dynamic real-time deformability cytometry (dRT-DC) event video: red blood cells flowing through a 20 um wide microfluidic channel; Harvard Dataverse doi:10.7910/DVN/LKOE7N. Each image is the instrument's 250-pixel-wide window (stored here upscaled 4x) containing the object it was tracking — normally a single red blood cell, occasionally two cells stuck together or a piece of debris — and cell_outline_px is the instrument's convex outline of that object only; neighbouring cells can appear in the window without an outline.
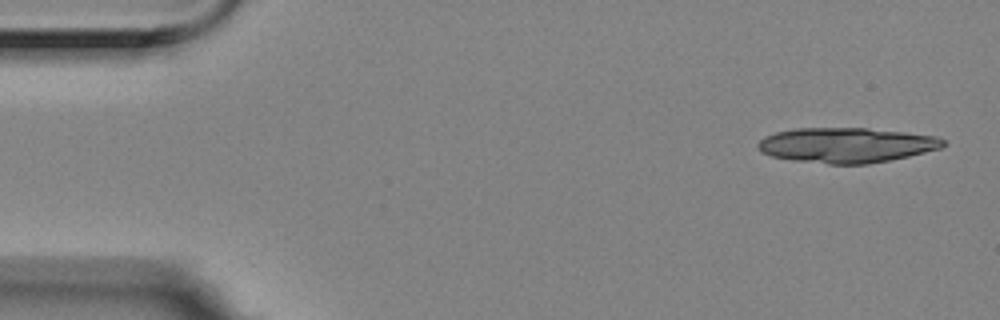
{"species": "Egyptian fruit bat (a non-hibernating species)", "species_latin": "Rousettus aegyptiacus", "temperature_condition": "room temperature", "stored_images_in_passage": 4, "camera_frame_rate_fps": 3000, "um_per_image_px": 0.085, "animal": {"sex": "female"}, "frame": {"image": 1, "passage_image": 1, "time_ms": 0.0, "image_size_px": [1000, 320], "cell_outline_px": [[944, 144], [940, 148], [908, 156], [868, 164], [828, 164], [792, 160], [772, 156], [760, 152], [756, 144], [764, 136], [776, 132], [792, 128], [868, 128], [904, 132], [936, 136], [944, 140]], "centroid_in_image_um": [71.88, 12.33], "position_along_channel_um": 13.1, "area_um2": 37.8}}